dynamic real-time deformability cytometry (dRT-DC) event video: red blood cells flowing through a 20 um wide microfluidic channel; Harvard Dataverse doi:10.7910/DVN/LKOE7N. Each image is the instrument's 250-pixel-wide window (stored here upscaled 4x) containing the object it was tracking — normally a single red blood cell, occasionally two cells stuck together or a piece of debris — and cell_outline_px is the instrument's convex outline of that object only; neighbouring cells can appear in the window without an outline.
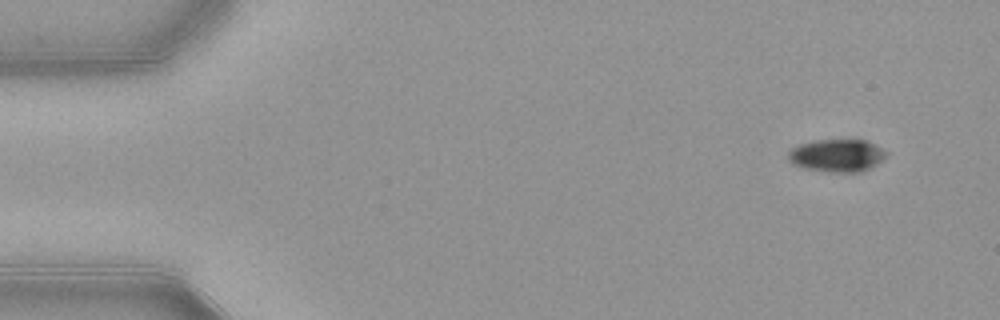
{"species": "common noctule bat (a hibernating species)", "species_latin": "Nyctalus noctula", "temperature_condition": "warm", "stored_images_in_passage": 50, "camera_frame_rate_fps": 3000, "um_per_image_px": 0.085, "animal": {"sex": "female", "body_mass_g": 21.9}, "frame": {"image": 1, "passage_image": 1, "time_ms": 0.0, "image_size_px": [1000, 320], "cell_outline_px": [[888, 156], [876, 164], [860, 172], [828, 172], [804, 168], [792, 164], [788, 160], [788, 152], [792, 148], [800, 144], [816, 140], [868, 140], [876, 144], [888, 152]], "centroid_in_image_um": [71.15, 13.21], "position_along_channel_um": 13.8, "area_um2": 18.79}}
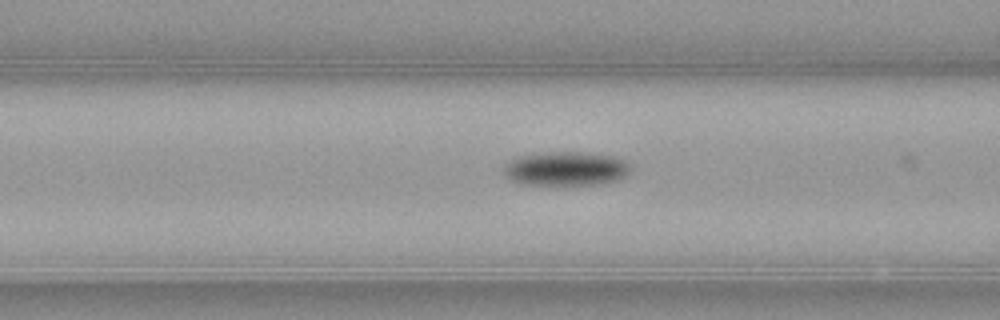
{"frame": {"image": 2, "passage_image": 18, "time_ms": 5.667, "image_size_px": [1000, 320], "cell_outline_px": [[632, 168], [624, 176], [616, 180], [596, 184], [520, 184], [504, 176], [504, 164], [508, 160], [516, 156], [548, 152], [584, 152], [612, 156], [624, 160]], "centroid_in_image_um": [48.04, 14.32], "position_along_channel_um": 118.6, "area_um2": 25.09}}
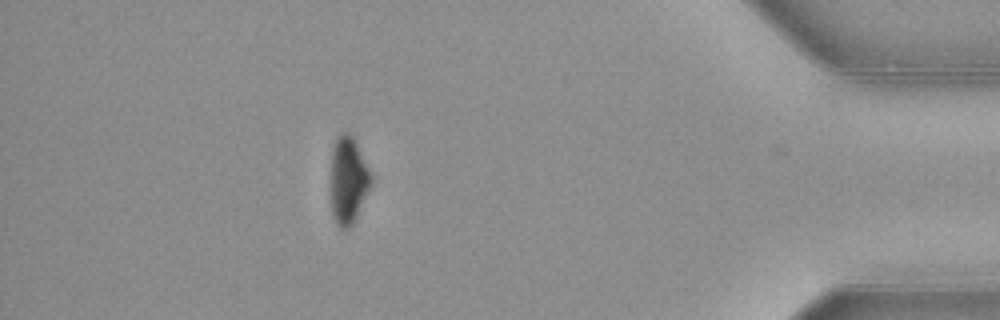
{"frame": {"image": 3, "passage_image": 44, "time_ms": 14.333, "image_size_px": [1000, 320], "cell_outline_px": [[372, 184], [352, 228], [344, 232], [336, 224], [332, 212], [332, 148], [336, 136], [340, 132], [348, 132], [356, 140], [372, 172]], "centroid_in_image_um": [29.64, 15.33], "position_along_channel_um": 405.6, "area_um2": 21.04}, "authors_computed_cell_mechanics": {"area_um2": 22.542, "velocity_mm_per_s": 3.906, "shape_relaxation_time_tau1_ms": 2.1994, "shape_relaxation_time_tau2_ms": null, "deformation_change_tau1": 0.1049, "deformation_change_tau2": null}}